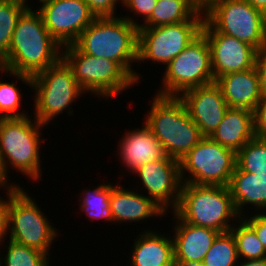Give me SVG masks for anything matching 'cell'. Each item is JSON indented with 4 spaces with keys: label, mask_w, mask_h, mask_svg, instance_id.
<instances>
[{
    "label": "cell",
    "mask_w": 266,
    "mask_h": 266,
    "mask_svg": "<svg viewBox=\"0 0 266 266\" xmlns=\"http://www.w3.org/2000/svg\"><path fill=\"white\" fill-rule=\"evenodd\" d=\"M30 6L19 17L1 73L31 88L32 76L62 58V46L50 35L41 14ZM7 73V74H6Z\"/></svg>",
    "instance_id": "cell-1"
},
{
    "label": "cell",
    "mask_w": 266,
    "mask_h": 266,
    "mask_svg": "<svg viewBox=\"0 0 266 266\" xmlns=\"http://www.w3.org/2000/svg\"><path fill=\"white\" fill-rule=\"evenodd\" d=\"M31 118L30 114L22 118H0V186H20L8 179L9 168H15L29 180L41 179L40 147L42 141L46 143L41 138L45 125Z\"/></svg>",
    "instance_id": "cell-2"
},
{
    "label": "cell",
    "mask_w": 266,
    "mask_h": 266,
    "mask_svg": "<svg viewBox=\"0 0 266 266\" xmlns=\"http://www.w3.org/2000/svg\"><path fill=\"white\" fill-rule=\"evenodd\" d=\"M74 45L88 55L117 62L137 84L141 81L133 64L137 63L138 27L125 18L97 17Z\"/></svg>",
    "instance_id": "cell-3"
},
{
    "label": "cell",
    "mask_w": 266,
    "mask_h": 266,
    "mask_svg": "<svg viewBox=\"0 0 266 266\" xmlns=\"http://www.w3.org/2000/svg\"><path fill=\"white\" fill-rule=\"evenodd\" d=\"M144 124L162 144L167 156L180 161L204 136L177 96L155 94Z\"/></svg>",
    "instance_id": "cell-4"
},
{
    "label": "cell",
    "mask_w": 266,
    "mask_h": 266,
    "mask_svg": "<svg viewBox=\"0 0 266 266\" xmlns=\"http://www.w3.org/2000/svg\"><path fill=\"white\" fill-rule=\"evenodd\" d=\"M173 212L184 222L221 233L230 231L241 218L229 187L221 185L182 183L179 202Z\"/></svg>",
    "instance_id": "cell-5"
},
{
    "label": "cell",
    "mask_w": 266,
    "mask_h": 266,
    "mask_svg": "<svg viewBox=\"0 0 266 266\" xmlns=\"http://www.w3.org/2000/svg\"><path fill=\"white\" fill-rule=\"evenodd\" d=\"M201 32H220L254 47L266 46V15L246 0H211Z\"/></svg>",
    "instance_id": "cell-6"
},
{
    "label": "cell",
    "mask_w": 266,
    "mask_h": 266,
    "mask_svg": "<svg viewBox=\"0 0 266 266\" xmlns=\"http://www.w3.org/2000/svg\"><path fill=\"white\" fill-rule=\"evenodd\" d=\"M31 89L34 93L33 118L45 126L55 122L54 119L65 111L72 116V103L86 93L62 58L32 76Z\"/></svg>",
    "instance_id": "cell-7"
},
{
    "label": "cell",
    "mask_w": 266,
    "mask_h": 266,
    "mask_svg": "<svg viewBox=\"0 0 266 266\" xmlns=\"http://www.w3.org/2000/svg\"><path fill=\"white\" fill-rule=\"evenodd\" d=\"M62 59L80 87L99 99L114 98L137 84L117 62L83 53L74 44L62 47Z\"/></svg>",
    "instance_id": "cell-8"
},
{
    "label": "cell",
    "mask_w": 266,
    "mask_h": 266,
    "mask_svg": "<svg viewBox=\"0 0 266 266\" xmlns=\"http://www.w3.org/2000/svg\"><path fill=\"white\" fill-rule=\"evenodd\" d=\"M38 205L25 188L10 186L8 239L50 256L60 233Z\"/></svg>",
    "instance_id": "cell-9"
},
{
    "label": "cell",
    "mask_w": 266,
    "mask_h": 266,
    "mask_svg": "<svg viewBox=\"0 0 266 266\" xmlns=\"http://www.w3.org/2000/svg\"><path fill=\"white\" fill-rule=\"evenodd\" d=\"M163 69L162 83L155 93L160 96L179 97L186 90L215 82L206 36L201 32Z\"/></svg>",
    "instance_id": "cell-10"
},
{
    "label": "cell",
    "mask_w": 266,
    "mask_h": 266,
    "mask_svg": "<svg viewBox=\"0 0 266 266\" xmlns=\"http://www.w3.org/2000/svg\"><path fill=\"white\" fill-rule=\"evenodd\" d=\"M203 22L204 11L200 10L189 21L139 27L137 64L151 61L167 66L201 33Z\"/></svg>",
    "instance_id": "cell-11"
},
{
    "label": "cell",
    "mask_w": 266,
    "mask_h": 266,
    "mask_svg": "<svg viewBox=\"0 0 266 266\" xmlns=\"http://www.w3.org/2000/svg\"><path fill=\"white\" fill-rule=\"evenodd\" d=\"M179 162L182 183L221 186L229 185L237 163L235 151L209 137H204Z\"/></svg>",
    "instance_id": "cell-12"
},
{
    "label": "cell",
    "mask_w": 266,
    "mask_h": 266,
    "mask_svg": "<svg viewBox=\"0 0 266 266\" xmlns=\"http://www.w3.org/2000/svg\"><path fill=\"white\" fill-rule=\"evenodd\" d=\"M36 9L50 35L62 46L74 44L97 17L84 0H38Z\"/></svg>",
    "instance_id": "cell-13"
},
{
    "label": "cell",
    "mask_w": 266,
    "mask_h": 266,
    "mask_svg": "<svg viewBox=\"0 0 266 266\" xmlns=\"http://www.w3.org/2000/svg\"><path fill=\"white\" fill-rule=\"evenodd\" d=\"M133 174L135 178L138 176L140 185L145 187L146 196L166 213L177 207L182 186L179 161L166 155L162 159L146 163Z\"/></svg>",
    "instance_id": "cell-14"
},
{
    "label": "cell",
    "mask_w": 266,
    "mask_h": 266,
    "mask_svg": "<svg viewBox=\"0 0 266 266\" xmlns=\"http://www.w3.org/2000/svg\"><path fill=\"white\" fill-rule=\"evenodd\" d=\"M210 47L211 68L214 79L231 72L255 67L258 51L235 37L220 32H202Z\"/></svg>",
    "instance_id": "cell-15"
},
{
    "label": "cell",
    "mask_w": 266,
    "mask_h": 266,
    "mask_svg": "<svg viewBox=\"0 0 266 266\" xmlns=\"http://www.w3.org/2000/svg\"><path fill=\"white\" fill-rule=\"evenodd\" d=\"M179 98L204 137L217 129L229 108L215 82L186 90Z\"/></svg>",
    "instance_id": "cell-16"
},
{
    "label": "cell",
    "mask_w": 266,
    "mask_h": 266,
    "mask_svg": "<svg viewBox=\"0 0 266 266\" xmlns=\"http://www.w3.org/2000/svg\"><path fill=\"white\" fill-rule=\"evenodd\" d=\"M121 137L116 152L123 167L131 174L146 163L166 156L162 144L144 122L141 128L138 126L134 130L128 129Z\"/></svg>",
    "instance_id": "cell-17"
},
{
    "label": "cell",
    "mask_w": 266,
    "mask_h": 266,
    "mask_svg": "<svg viewBox=\"0 0 266 266\" xmlns=\"http://www.w3.org/2000/svg\"><path fill=\"white\" fill-rule=\"evenodd\" d=\"M122 184L111 183L110 209L114 223H141L150 218H161L167 213L151 198ZM137 192V193H136ZM140 192V193H139ZM142 193V194H141Z\"/></svg>",
    "instance_id": "cell-18"
},
{
    "label": "cell",
    "mask_w": 266,
    "mask_h": 266,
    "mask_svg": "<svg viewBox=\"0 0 266 266\" xmlns=\"http://www.w3.org/2000/svg\"><path fill=\"white\" fill-rule=\"evenodd\" d=\"M172 216H174L172 219H176V224L172 227L174 260L203 262L221 232L184 222L173 211Z\"/></svg>",
    "instance_id": "cell-19"
},
{
    "label": "cell",
    "mask_w": 266,
    "mask_h": 266,
    "mask_svg": "<svg viewBox=\"0 0 266 266\" xmlns=\"http://www.w3.org/2000/svg\"><path fill=\"white\" fill-rule=\"evenodd\" d=\"M230 108H243L254 112L263 97L256 67L231 72L215 80Z\"/></svg>",
    "instance_id": "cell-20"
},
{
    "label": "cell",
    "mask_w": 266,
    "mask_h": 266,
    "mask_svg": "<svg viewBox=\"0 0 266 266\" xmlns=\"http://www.w3.org/2000/svg\"><path fill=\"white\" fill-rule=\"evenodd\" d=\"M154 231V232H153ZM142 233V234H141ZM155 229H145L133 241L130 266H175L173 238ZM169 235V236H168Z\"/></svg>",
    "instance_id": "cell-21"
},
{
    "label": "cell",
    "mask_w": 266,
    "mask_h": 266,
    "mask_svg": "<svg viewBox=\"0 0 266 266\" xmlns=\"http://www.w3.org/2000/svg\"><path fill=\"white\" fill-rule=\"evenodd\" d=\"M254 137V112L230 107L217 129L209 136L214 142L236 153Z\"/></svg>",
    "instance_id": "cell-22"
},
{
    "label": "cell",
    "mask_w": 266,
    "mask_h": 266,
    "mask_svg": "<svg viewBox=\"0 0 266 266\" xmlns=\"http://www.w3.org/2000/svg\"><path fill=\"white\" fill-rule=\"evenodd\" d=\"M228 187L241 217L247 214L244 206L248 205L256 213L266 212V176L248 173L236 166Z\"/></svg>",
    "instance_id": "cell-23"
},
{
    "label": "cell",
    "mask_w": 266,
    "mask_h": 266,
    "mask_svg": "<svg viewBox=\"0 0 266 266\" xmlns=\"http://www.w3.org/2000/svg\"><path fill=\"white\" fill-rule=\"evenodd\" d=\"M200 9L190 0H157L151 16L140 27H156L191 20Z\"/></svg>",
    "instance_id": "cell-24"
},
{
    "label": "cell",
    "mask_w": 266,
    "mask_h": 266,
    "mask_svg": "<svg viewBox=\"0 0 266 266\" xmlns=\"http://www.w3.org/2000/svg\"><path fill=\"white\" fill-rule=\"evenodd\" d=\"M111 183L102 182L94 189H84L79 197L78 208L89 217L91 221L104 220L113 223L112 211L110 209ZM81 199V200H80Z\"/></svg>",
    "instance_id": "cell-25"
},
{
    "label": "cell",
    "mask_w": 266,
    "mask_h": 266,
    "mask_svg": "<svg viewBox=\"0 0 266 266\" xmlns=\"http://www.w3.org/2000/svg\"><path fill=\"white\" fill-rule=\"evenodd\" d=\"M233 234L239 260H260L266 258V251L255 231L240 218L230 229Z\"/></svg>",
    "instance_id": "cell-26"
},
{
    "label": "cell",
    "mask_w": 266,
    "mask_h": 266,
    "mask_svg": "<svg viewBox=\"0 0 266 266\" xmlns=\"http://www.w3.org/2000/svg\"><path fill=\"white\" fill-rule=\"evenodd\" d=\"M6 241L8 245L2 246L8 247L5 255L1 254L2 248H0L1 266H51L52 258L49 255L10 239Z\"/></svg>",
    "instance_id": "cell-27"
},
{
    "label": "cell",
    "mask_w": 266,
    "mask_h": 266,
    "mask_svg": "<svg viewBox=\"0 0 266 266\" xmlns=\"http://www.w3.org/2000/svg\"><path fill=\"white\" fill-rule=\"evenodd\" d=\"M29 6L28 2L0 1V59L7 54L17 21Z\"/></svg>",
    "instance_id": "cell-28"
},
{
    "label": "cell",
    "mask_w": 266,
    "mask_h": 266,
    "mask_svg": "<svg viewBox=\"0 0 266 266\" xmlns=\"http://www.w3.org/2000/svg\"><path fill=\"white\" fill-rule=\"evenodd\" d=\"M236 161L240 170L266 176V141L254 137L236 153Z\"/></svg>",
    "instance_id": "cell-29"
},
{
    "label": "cell",
    "mask_w": 266,
    "mask_h": 266,
    "mask_svg": "<svg viewBox=\"0 0 266 266\" xmlns=\"http://www.w3.org/2000/svg\"><path fill=\"white\" fill-rule=\"evenodd\" d=\"M239 262L236 242L228 231L220 233L203 260V266H237Z\"/></svg>",
    "instance_id": "cell-30"
},
{
    "label": "cell",
    "mask_w": 266,
    "mask_h": 266,
    "mask_svg": "<svg viewBox=\"0 0 266 266\" xmlns=\"http://www.w3.org/2000/svg\"><path fill=\"white\" fill-rule=\"evenodd\" d=\"M14 82H6L0 78V118H22L28 113L22 109L21 90ZM20 109V110H19ZM26 112V113H25Z\"/></svg>",
    "instance_id": "cell-31"
},
{
    "label": "cell",
    "mask_w": 266,
    "mask_h": 266,
    "mask_svg": "<svg viewBox=\"0 0 266 266\" xmlns=\"http://www.w3.org/2000/svg\"><path fill=\"white\" fill-rule=\"evenodd\" d=\"M121 4H123L128 12H132L128 14V16L126 14L125 16L122 14L121 17L125 18L127 21L139 28L140 25L151 16L152 11L157 4V0H122ZM132 14H134V16L136 15L137 17H143L141 19L143 22L138 23L137 19L135 20L134 17H132ZM129 15H131V17Z\"/></svg>",
    "instance_id": "cell-32"
},
{
    "label": "cell",
    "mask_w": 266,
    "mask_h": 266,
    "mask_svg": "<svg viewBox=\"0 0 266 266\" xmlns=\"http://www.w3.org/2000/svg\"><path fill=\"white\" fill-rule=\"evenodd\" d=\"M96 17H115L122 0H84Z\"/></svg>",
    "instance_id": "cell-33"
},
{
    "label": "cell",
    "mask_w": 266,
    "mask_h": 266,
    "mask_svg": "<svg viewBox=\"0 0 266 266\" xmlns=\"http://www.w3.org/2000/svg\"><path fill=\"white\" fill-rule=\"evenodd\" d=\"M253 214V216H252ZM256 233L266 251V212L251 213L241 217Z\"/></svg>",
    "instance_id": "cell-34"
},
{
    "label": "cell",
    "mask_w": 266,
    "mask_h": 266,
    "mask_svg": "<svg viewBox=\"0 0 266 266\" xmlns=\"http://www.w3.org/2000/svg\"><path fill=\"white\" fill-rule=\"evenodd\" d=\"M5 190L6 198L0 197V245L8 238V222H9V206H10V186H0V189ZM6 237V238H5ZM4 241V242H3ZM0 246V247H1Z\"/></svg>",
    "instance_id": "cell-35"
},
{
    "label": "cell",
    "mask_w": 266,
    "mask_h": 266,
    "mask_svg": "<svg viewBox=\"0 0 266 266\" xmlns=\"http://www.w3.org/2000/svg\"><path fill=\"white\" fill-rule=\"evenodd\" d=\"M255 137L266 141V96H263L254 110Z\"/></svg>",
    "instance_id": "cell-36"
},
{
    "label": "cell",
    "mask_w": 266,
    "mask_h": 266,
    "mask_svg": "<svg viewBox=\"0 0 266 266\" xmlns=\"http://www.w3.org/2000/svg\"><path fill=\"white\" fill-rule=\"evenodd\" d=\"M255 67L259 75L261 92L266 96V47L257 53Z\"/></svg>",
    "instance_id": "cell-37"
},
{
    "label": "cell",
    "mask_w": 266,
    "mask_h": 266,
    "mask_svg": "<svg viewBox=\"0 0 266 266\" xmlns=\"http://www.w3.org/2000/svg\"><path fill=\"white\" fill-rule=\"evenodd\" d=\"M237 266H266V258L260 260H239Z\"/></svg>",
    "instance_id": "cell-38"
},
{
    "label": "cell",
    "mask_w": 266,
    "mask_h": 266,
    "mask_svg": "<svg viewBox=\"0 0 266 266\" xmlns=\"http://www.w3.org/2000/svg\"><path fill=\"white\" fill-rule=\"evenodd\" d=\"M249 2L254 8L263 12L266 15V0H246Z\"/></svg>",
    "instance_id": "cell-39"
},
{
    "label": "cell",
    "mask_w": 266,
    "mask_h": 266,
    "mask_svg": "<svg viewBox=\"0 0 266 266\" xmlns=\"http://www.w3.org/2000/svg\"><path fill=\"white\" fill-rule=\"evenodd\" d=\"M175 266H203V262H197V261H175Z\"/></svg>",
    "instance_id": "cell-40"
},
{
    "label": "cell",
    "mask_w": 266,
    "mask_h": 266,
    "mask_svg": "<svg viewBox=\"0 0 266 266\" xmlns=\"http://www.w3.org/2000/svg\"><path fill=\"white\" fill-rule=\"evenodd\" d=\"M211 0H201V10L204 11Z\"/></svg>",
    "instance_id": "cell-41"
},
{
    "label": "cell",
    "mask_w": 266,
    "mask_h": 266,
    "mask_svg": "<svg viewBox=\"0 0 266 266\" xmlns=\"http://www.w3.org/2000/svg\"><path fill=\"white\" fill-rule=\"evenodd\" d=\"M201 10V0H190Z\"/></svg>",
    "instance_id": "cell-42"
},
{
    "label": "cell",
    "mask_w": 266,
    "mask_h": 266,
    "mask_svg": "<svg viewBox=\"0 0 266 266\" xmlns=\"http://www.w3.org/2000/svg\"><path fill=\"white\" fill-rule=\"evenodd\" d=\"M0 1H2V0H0ZM11 1L27 2L28 0H11Z\"/></svg>",
    "instance_id": "cell-43"
},
{
    "label": "cell",
    "mask_w": 266,
    "mask_h": 266,
    "mask_svg": "<svg viewBox=\"0 0 266 266\" xmlns=\"http://www.w3.org/2000/svg\"><path fill=\"white\" fill-rule=\"evenodd\" d=\"M0 69H4V65H3V63L1 62V59H0Z\"/></svg>",
    "instance_id": "cell-44"
}]
</instances>
